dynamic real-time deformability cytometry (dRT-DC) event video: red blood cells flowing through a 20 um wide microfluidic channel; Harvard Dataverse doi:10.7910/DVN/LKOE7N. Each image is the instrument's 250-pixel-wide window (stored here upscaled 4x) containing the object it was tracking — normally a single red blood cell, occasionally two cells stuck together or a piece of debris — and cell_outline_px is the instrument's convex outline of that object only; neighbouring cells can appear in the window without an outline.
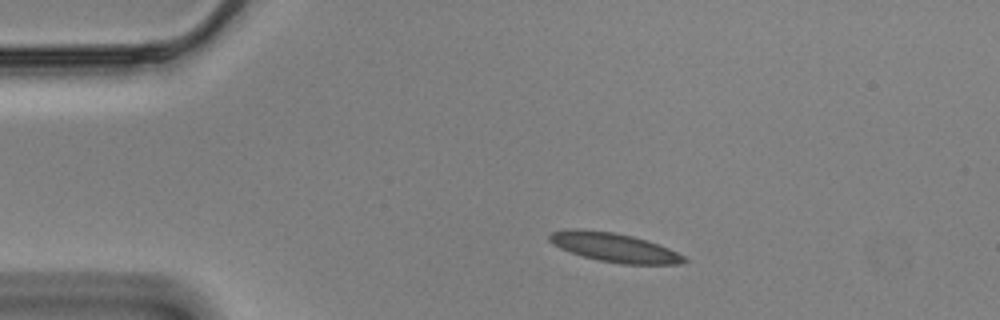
{"species": "Egyptian fruit bat (a non-hibernating species)", "species_latin": "Rousettus aegyptiacus", "temperature_condition": "cold", "stored_images_in_passage": 38, "camera_frame_rate_fps": 3000, "um_per_image_px": 0.085, "animal": {"sex": "male"}, "frame": {"image": 1, "passage_image": 1, "time_ms": 0.0, "image_size_px": [1000, 320], "cell_outline_px": [[688, 260], [680, 264], [620, 264], [596, 260], [560, 248], [552, 244], [548, 240], [548, 236], [552, 232], [568, 228], [580, 228], [612, 232], [632, 236], [668, 248], [684, 256]], "centroid_in_image_um": [52.16, 21.03], "position_along_channel_um": 32.8, "area_um2": 22.66}}
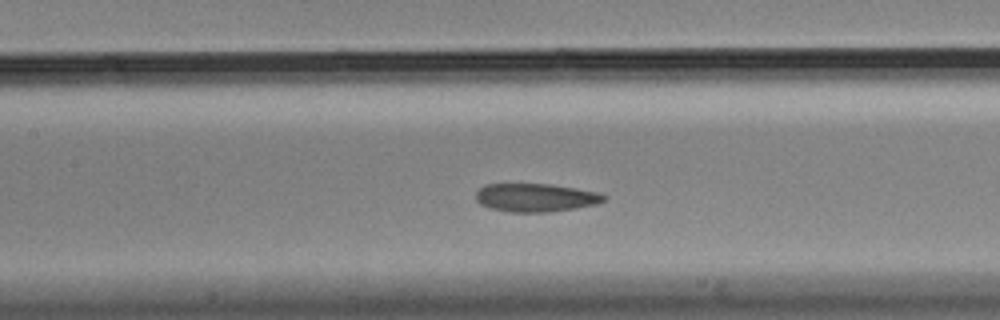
{"frame": {"image": 2, "passage_image": 16, "time_ms": 5.0, "image_size_px": [1000, 320], "cell_outline_px": [[608, 196], [604, 200], [596, 204], [576, 208], [548, 212], [508, 212], [488, 208], [480, 204], [476, 200], [476, 192], [484, 184], [552, 184], [576, 188], [596, 192]], "centroid_in_image_um": [45.5, 16.8], "position_along_channel_um": 161.9, "area_um2": 21.21}}
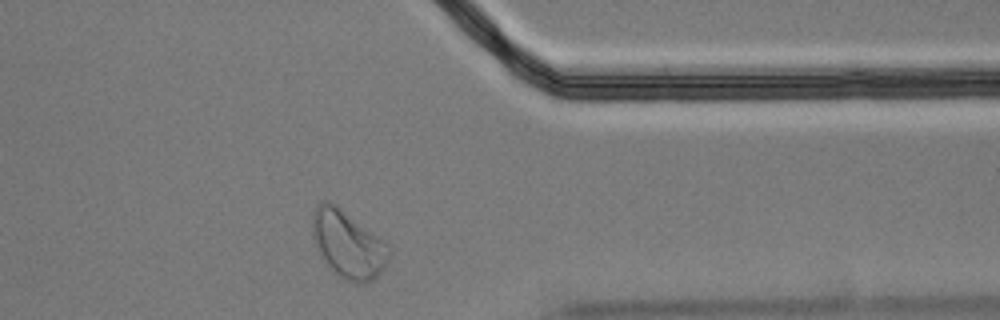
{"frame": {"image": 3, "passage_image": 36, "time_ms": 11.667, "image_size_px": [1000, 320], "cell_outline_px": [[392, 252], [388, 264], [372, 280], [364, 284], [360, 284], [344, 280], [336, 276], [332, 272], [320, 256], [316, 248], [312, 236], [312, 212], [316, 204], [324, 200], [328, 200], [336, 204], [384, 240], [388, 244]], "centroid_in_image_um": [29.57, 20.77], "position_along_channel_um": 381.8, "area_um2": 30.87}, "authors_computed_cell_mechanics": {"area_um2": 21.9929, "velocity_mm_per_s": 3.4483, "shape_relaxation_time_tau1_ms": 4.0419, "shape_relaxation_time_tau2_ms": 2.245, "deformation_change_tau1": 0.1294, "deformation_change_tau2": 0.0859}}